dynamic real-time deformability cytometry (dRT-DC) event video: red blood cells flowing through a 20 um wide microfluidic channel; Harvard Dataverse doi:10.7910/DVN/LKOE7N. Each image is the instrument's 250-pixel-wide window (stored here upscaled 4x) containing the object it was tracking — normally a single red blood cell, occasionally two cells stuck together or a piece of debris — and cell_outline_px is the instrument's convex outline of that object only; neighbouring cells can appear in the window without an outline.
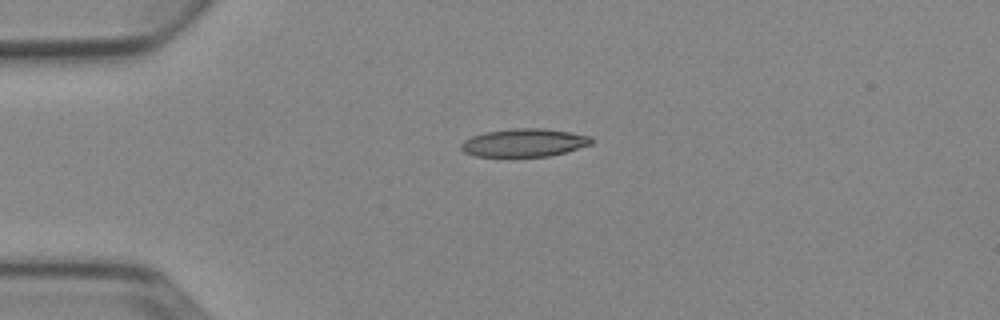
{"species": "Egyptian fruit bat (a non-hibernating species)", "species_latin": "Rousettus aegyptiacus", "temperature_condition": "cold", "stored_images_in_passage": 5, "camera_frame_rate_fps": 3000, "um_per_image_px": 0.085, "animal": {"sex": "female"}, "frame": {"image": 1, "passage_image": 5, "time_ms": 5.0, "image_size_px": [1000, 320], "cell_outline_px": [[592, 144], [564, 152], [548, 156], [476, 156], [464, 152], [460, 148], [460, 144], [464, 140], [472, 136], [484, 132], [516, 128], [544, 128], [592, 136]], "centroid_in_image_um": [44.53, 12.12], "position_along_channel_um": 40.5, "area_um2": 21.15}}